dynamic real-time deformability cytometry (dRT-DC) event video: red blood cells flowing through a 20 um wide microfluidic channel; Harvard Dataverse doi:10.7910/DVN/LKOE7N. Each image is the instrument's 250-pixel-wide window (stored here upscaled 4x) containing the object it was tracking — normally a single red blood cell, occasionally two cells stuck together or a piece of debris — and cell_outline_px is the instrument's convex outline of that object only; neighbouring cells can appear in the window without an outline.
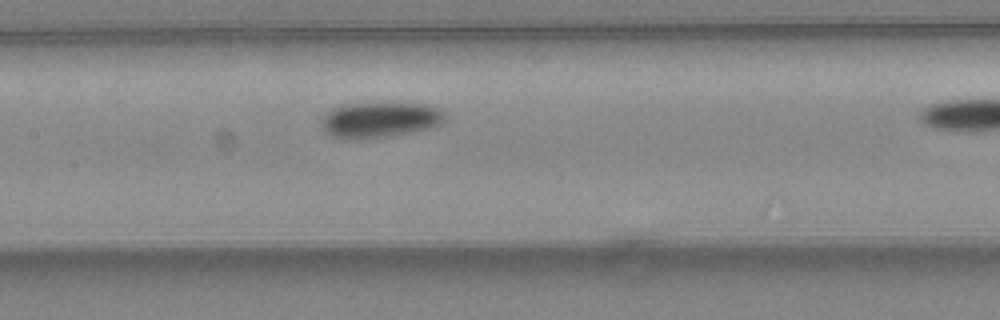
{"species": "common noctule bat (a hibernating species)", "species_latin": "Nyctalus noctula", "temperature_condition": "warm", "stored_images_in_passage": 8, "segment_of_instrument_passage": [1, 2], "camera_frame_rate_fps": 3000, "um_per_image_px": 0.085, "animal": {"sex": "female", "body_mass_g": 24.6, "forearm_length_mm": 56.2}, "frame": {"image": 1, "passage_image": 7, "time_ms": 2.0, "image_size_px": [1000, 320], "cell_outline_px": [[444, 120], [440, 124], [432, 128], [388, 136], [352, 140], [332, 136], [324, 132], [320, 124], [320, 120], [332, 108], [340, 104], [424, 104], [440, 108], [444, 112]], "centroid_in_image_um": [32.24, 10.2], "position_along_channel_um": 175.2, "area_um2": 25.49}}